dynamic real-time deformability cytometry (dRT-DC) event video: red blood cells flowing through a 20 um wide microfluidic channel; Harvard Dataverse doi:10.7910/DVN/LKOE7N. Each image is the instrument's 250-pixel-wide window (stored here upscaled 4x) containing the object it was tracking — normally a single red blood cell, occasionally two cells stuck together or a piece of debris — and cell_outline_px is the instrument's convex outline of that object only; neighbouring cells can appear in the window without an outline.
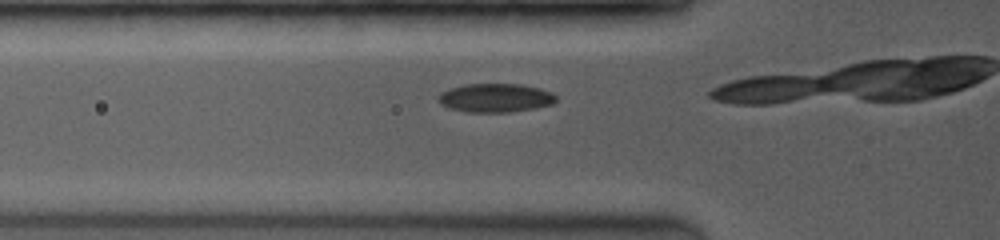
{"species": "common noctule bat (a hibernating species)", "species_latin": "Nyctalus noctula", "temperature_condition": "room temperature", "stored_images_in_passage": 6, "camera_frame_rate_fps": 3500, "um_per_image_px": 0.085, "animal": {"sex": "female", "body_mass_g": 19.0, "forearm_length_mm": 53.3}, "frame": {"image": 1, "passage_image": 2, "time_ms": 0.571, "image_size_px": [1000, 240], "cell_outline_px": [[556, 100], [552, 104], [536, 108], [508, 112], [468, 112], [448, 108], [440, 104], [436, 100], [440, 92], [448, 88], [464, 84], [520, 84], [540, 88], [552, 92], [556, 96]], "centroid_in_image_um": [42.07, 8.31], "position_along_channel_um": 83.7, "area_um2": 19.94}}